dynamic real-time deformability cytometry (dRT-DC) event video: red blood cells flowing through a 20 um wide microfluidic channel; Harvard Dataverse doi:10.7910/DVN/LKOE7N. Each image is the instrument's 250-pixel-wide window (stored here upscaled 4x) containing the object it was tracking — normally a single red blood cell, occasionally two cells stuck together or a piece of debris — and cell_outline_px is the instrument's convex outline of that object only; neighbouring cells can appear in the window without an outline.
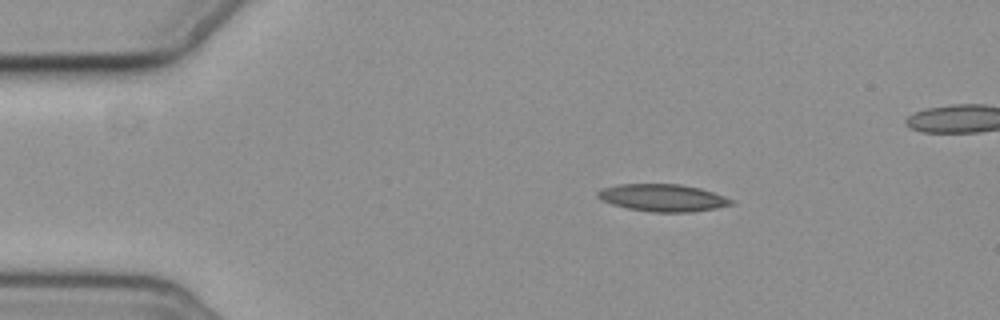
{"species": "common noctule bat (a hibernating species)", "species_latin": "Nyctalus noctula", "temperature_condition": "cold", "stored_images_in_passage": 5, "camera_frame_rate_fps": 3000, "um_per_image_px": 0.085, "animal": {"sex": "female", "body_mass_g": 19.3, "forearm_length_mm": 54.1}, "frame": {"image": 1, "passage_image": 3, "time_ms": 2.333, "image_size_px": [1000, 320], "cell_outline_px": [[736, 204], [716, 208], [692, 212], [652, 212], [628, 208], [612, 204], [596, 196], [596, 192], [604, 188], [620, 184], [680, 184], [700, 188], [736, 200]], "centroid_in_image_um": [56.39, 16.81], "position_along_channel_um": 28.6, "area_um2": 21.21}}